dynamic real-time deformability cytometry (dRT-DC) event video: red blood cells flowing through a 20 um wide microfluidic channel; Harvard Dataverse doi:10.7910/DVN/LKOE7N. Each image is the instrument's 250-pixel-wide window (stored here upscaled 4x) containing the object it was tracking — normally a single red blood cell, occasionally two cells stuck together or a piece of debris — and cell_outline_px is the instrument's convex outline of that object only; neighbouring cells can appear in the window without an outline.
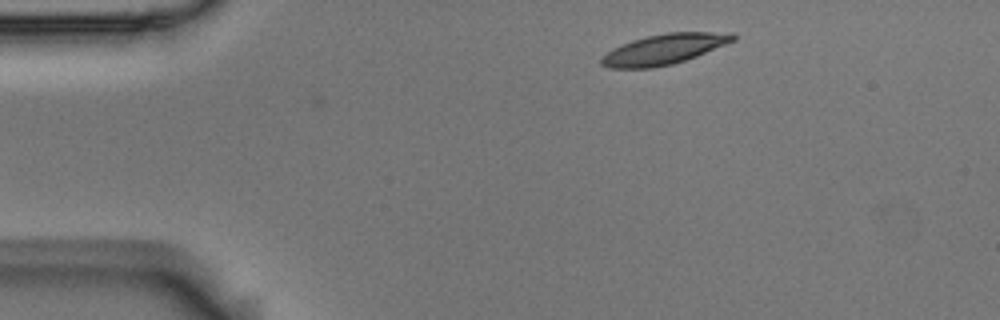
{"species": "Egyptian fruit bat (a non-hibernating species)", "species_latin": "Rousettus aegyptiacus", "temperature_condition": "room temperature", "stored_images_in_passage": 5, "segment_of_instrument_passage": [2, 2], "camera_frame_rate_fps": 3000, "um_per_image_px": 0.085, "animal": {"sex": "male"}, "frame": {"image": 1, "passage_image": 5, "time_ms": 1.333, "image_size_px": [1000, 320], "cell_outline_px": [[736, 40], [696, 56], [672, 64], [652, 68], [612, 68], [600, 64], [600, 56], [612, 48], [632, 40], [648, 36], [668, 32], [732, 32], [736, 36]], "centroid_in_image_um": [56.43, 4.18], "position_along_channel_um": 28.6, "area_um2": 23.24}}